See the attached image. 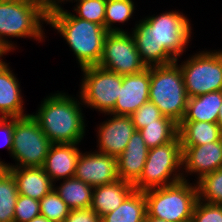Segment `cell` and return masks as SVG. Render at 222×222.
<instances>
[{
	"label": "cell",
	"mask_w": 222,
	"mask_h": 222,
	"mask_svg": "<svg viewBox=\"0 0 222 222\" xmlns=\"http://www.w3.org/2000/svg\"><path fill=\"white\" fill-rule=\"evenodd\" d=\"M77 144H52L46 156L44 171L51 181L74 177L80 154Z\"/></svg>",
	"instance_id": "17"
},
{
	"label": "cell",
	"mask_w": 222,
	"mask_h": 222,
	"mask_svg": "<svg viewBox=\"0 0 222 222\" xmlns=\"http://www.w3.org/2000/svg\"><path fill=\"white\" fill-rule=\"evenodd\" d=\"M182 166V145L179 135L171 142L149 149L140 178L133 184L134 189L145 191L186 180L183 173H175ZM173 174V178L171 176ZM170 178V179H169ZM171 180V181H169Z\"/></svg>",
	"instance_id": "7"
},
{
	"label": "cell",
	"mask_w": 222,
	"mask_h": 222,
	"mask_svg": "<svg viewBox=\"0 0 222 222\" xmlns=\"http://www.w3.org/2000/svg\"><path fill=\"white\" fill-rule=\"evenodd\" d=\"M142 63L149 67L175 62L190 39L189 20L178 12H166L148 17L132 31Z\"/></svg>",
	"instance_id": "1"
},
{
	"label": "cell",
	"mask_w": 222,
	"mask_h": 222,
	"mask_svg": "<svg viewBox=\"0 0 222 222\" xmlns=\"http://www.w3.org/2000/svg\"><path fill=\"white\" fill-rule=\"evenodd\" d=\"M219 108H220V110H219L217 123L220 126V128L222 129V104L220 105Z\"/></svg>",
	"instance_id": "38"
},
{
	"label": "cell",
	"mask_w": 222,
	"mask_h": 222,
	"mask_svg": "<svg viewBox=\"0 0 222 222\" xmlns=\"http://www.w3.org/2000/svg\"><path fill=\"white\" fill-rule=\"evenodd\" d=\"M63 1L65 0L61 2ZM76 7L74 10L79 15H75V17L97 23L104 27L106 0H78Z\"/></svg>",
	"instance_id": "30"
},
{
	"label": "cell",
	"mask_w": 222,
	"mask_h": 222,
	"mask_svg": "<svg viewBox=\"0 0 222 222\" xmlns=\"http://www.w3.org/2000/svg\"><path fill=\"white\" fill-rule=\"evenodd\" d=\"M178 135L182 146H198L219 141L221 128L218 123L181 121L178 124Z\"/></svg>",
	"instance_id": "22"
},
{
	"label": "cell",
	"mask_w": 222,
	"mask_h": 222,
	"mask_svg": "<svg viewBox=\"0 0 222 222\" xmlns=\"http://www.w3.org/2000/svg\"><path fill=\"white\" fill-rule=\"evenodd\" d=\"M47 23L65 38L81 68L98 65L108 33L102 25L75 17L58 2L49 5Z\"/></svg>",
	"instance_id": "2"
},
{
	"label": "cell",
	"mask_w": 222,
	"mask_h": 222,
	"mask_svg": "<svg viewBox=\"0 0 222 222\" xmlns=\"http://www.w3.org/2000/svg\"><path fill=\"white\" fill-rule=\"evenodd\" d=\"M197 184L199 200L222 205V168L204 175Z\"/></svg>",
	"instance_id": "27"
},
{
	"label": "cell",
	"mask_w": 222,
	"mask_h": 222,
	"mask_svg": "<svg viewBox=\"0 0 222 222\" xmlns=\"http://www.w3.org/2000/svg\"><path fill=\"white\" fill-rule=\"evenodd\" d=\"M146 216L169 222H188L192 219L193 209L198 200L197 185L187 180L175 184L152 188L144 191Z\"/></svg>",
	"instance_id": "6"
},
{
	"label": "cell",
	"mask_w": 222,
	"mask_h": 222,
	"mask_svg": "<svg viewBox=\"0 0 222 222\" xmlns=\"http://www.w3.org/2000/svg\"><path fill=\"white\" fill-rule=\"evenodd\" d=\"M65 222H101V217L91 208L71 210Z\"/></svg>",
	"instance_id": "34"
},
{
	"label": "cell",
	"mask_w": 222,
	"mask_h": 222,
	"mask_svg": "<svg viewBox=\"0 0 222 222\" xmlns=\"http://www.w3.org/2000/svg\"><path fill=\"white\" fill-rule=\"evenodd\" d=\"M48 9L44 0H0V54L3 56L14 48L5 36L41 41L44 35L40 22H47Z\"/></svg>",
	"instance_id": "4"
},
{
	"label": "cell",
	"mask_w": 222,
	"mask_h": 222,
	"mask_svg": "<svg viewBox=\"0 0 222 222\" xmlns=\"http://www.w3.org/2000/svg\"><path fill=\"white\" fill-rule=\"evenodd\" d=\"M29 222H50V221L46 217L39 215L30 220Z\"/></svg>",
	"instance_id": "37"
},
{
	"label": "cell",
	"mask_w": 222,
	"mask_h": 222,
	"mask_svg": "<svg viewBox=\"0 0 222 222\" xmlns=\"http://www.w3.org/2000/svg\"><path fill=\"white\" fill-rule=\"evenodd\" d=\"M1 57V56H0ZM20 83L9 69L8 65L0 59V114L1 118H20L30 114H23V101L21 99Z\"/></svg>",
	"instance_id": "19"
},
{
	"label": "cell",
	"mask_w": 222,
	"mask_h": 222,
	"mask_svg": "<svg viewBox=\"0 0 222 222\" xmlns=\"http://www.w3.org/2000/svg\"><path fill=\"white\" fill-rule=\"evenodd\" d=\"M98 66L122 76L136 74L146 68L133 35L130 36L127 32L107 33Z\"/></svg>",
	"instance_id": "11"
},
{
	"label": "cell",
	"mask_w": 222,
	"mask_h": 222,
	"mask_svg": "<svg viewBox=\"0 0 222 222\" xmlns=\"http://www.w3.org/2000/svg\"><path fill=\"white\" fill-rule=\"evenodd\" d=\"M9 119V121H8ZM0 130L4 132V146L12 153L13 134H14V118L0 117Z\"/></svg>",
	"instance_id": "35"
},
{
	"label": "cell",
	"mask_w": 222,
	"mask_h": 222,
	"mask_svg": "<svg viewBox=\"0 0 222 222\" xmlns=\"http://www.w3.org/2000/svg\"><path fill=\"white\" fill-rule=\"evenodd\" d=\"M149 149L167 144L178 136V124L169 117L161 116L157 123L147 124L138 130Z\"/></svg>",
	"instance_id": "25"
},
{
	"label": "cell",
	"mask_w": 222,
	"mask_h": 222,
	"mask_svg": "<svg viewBox=\"0 0 222 222\" xmlns=\"http://www.w3.org/2000/svg\"><path fill=\"white\" fill-rule=\"evenodd\" d=\"M51 145V141L31 114L14 118L11 155L20 164L13 166L4 163V167H42Z\"/></svg>",
	"instance_id": "8"
},
{
	"label": "cell",
	"mask_w": 222,
	"mask_h": 222,
	"mask_svg": "<svg viewBox=\"0 0 222 222\" xmlns=\"http://www.w3.org/2000/svg\"><path fill=\"white\" fill-rule=\"evenodd\" d=\"M134 11L132 0H106L104 28L108 33L125 32L120 28H112V23L128 21Z\"/></svg>",
	"instance_id": "28"
},
{
	"label": "cell",
	"mask_w": 222,
	"mask_h": 222,
	"mask_svg": "<svg viewBox=\"0 0 222 222\" xmlns=\"http://www.w3.org/2000/svg\"><path fill=\"white\" fill-rule=\"evenodd\" d=\"M182 166L186 172L198 173L199 179L221 169L222 140L198 146H182Z\"/></svg>",
	"instance_id": "15"
},
{
	"label": "cell",
	"mask_w": 222,
	"mask_h": 222,
	"mask_svg": "<svg viewBox=\"0 0 222 222\" xmlns=\"http://www.w3.org/2000/svg\"><path fill=\"white\" fill-rule=\"evenodd\" d=\"M70 211L54 188L40 200V215L50 222L65 221Z\"/></svg>",
	"instance_id": "29"
},
{
	"label": "cell",
	"mask_w": 222,
	"mask_h": 222,
	"mask_svg": "<svg viewBox=\"0 0 222 222\" xmlns=\"http://www.w3.org/2000/svg\"><path fill=\"white\" fill-rule=\"evenodd\" d=\"M150 67L143 71L122 76V85L116 104L109 114L130 116L149 101Z\"/></svg>",
	"instance_id": "13"
},
{
	"label": "cell",
	"mask_w": 222,
	"mask_h": 222,
	"mask_svg": "<svg viewBox=\"0 0 222 222\" xmlns=\"http://www.w3.org/2000/svg\"><path fill=\"white\" fill-rule=\"evenodd\" d=\"M147 214L144 191L133 190L113 212L101 217V222H145Z\"/></svg>",
	"instance_id": "23"
},
{
	"label": "cell",
	"mask_w": 222,
	"mask_h": 222,
	"mask_svg": "<svg viewBox=\"0 0 222 222\" xmlns=\"http://www.w3.org/2000/svg\"><path fill=\"white\" fill-rule=\"evenodd\" d=\"M19 193L16 180L8 169L0 172V222H13Z\"/></svg>",
	"instance_id": "26"
},
{
	"label": "cell",
	"mask_w": 222,
	"mask_h": 222,
	"mask_svg": "<svg viewBox=\"0 0 222 222\" xmlns=\"http://www.w3.org/2000/svg\"><path fill=\"white\" fill-rule=\"evenodd\" d=\"M81 104L65 93L46 97L38 113L31 114L52 144H78L85 133Z\"/></svg>",
	"instance_id": "3"
},
{
	"label": "cell",
	"mask_w": 222,
	"mask_h": 222,
	"mask_svg": "<svg viewBox=\"0 0 222 222\" xmlns=\"http://www.w3.org/2000/svg\"><path fill=\"white\" fill-rule=\"evenodd\" d=\"M5 169L4 162L0 161V172Z\"/></svg>",
	"instance_id": "40"
},
{
	"label": "cell",
	"mask_w": 222,
	"mask_h": 222,
	"mask_svg": "<svg viewBox=\"0 0 222 222\" xmlns=\"http://www.w3.org/2000/svg\"><path fill=\"white\" fill-rule=\"evenodd\" d=\"M40 215V201L19 194L14 208L13 222H29Z\"/></svg>",
	"instance_id": "31"
},
{
	"label": "cell",
	"mask_w": 222,
	"mask_h": 222,
	"mask_svg": "<svg viewBox=\"0 0 222 222\" xmlns=\"http://www.w3.org/2000/svg\"><path fill=\"white\" fill-rule=\"evenodd\" d=\"M93 189L94 187L75 177L65 179L60 187L54 188L71 210L90 208Z\"/></svg>",
	"instance_id": "24"
},
{
	"label": "cell",
	"mask_w": 222,
	"mask_h": 222,
	"mask_svg": "<svg viewBox=\"0 0 222 222\" xmlns=\"http://www.w3.org/2000/svg\"><path fill=\"white\" fill-rule=\"evenodd\" d=\"M111 115L113 118L99 127V153L118 158L127 147L136 128L130 116Z\"/></svg>",
	"instance_id": "14"
},
{
	"label": "cell",
	"mask_w": 222,
	"mask_h": 222,
	"mask_svg": "<svg viewBox=\"0 0 222 222\" xmlns=\"http://www.w3.org/2000/svg\"><path fill=\"white\" fill-rule=\"evenodd\" d=\"M149 148L139 131H135L127 147L117 158L118 176L123 181L134 184L141 176Z\"/></svg>",
	"instance_id": "16"
},
{
	"label": "cell",
	"mask_w": 222,
	"mask_h": 222,
	"mask_svg": "<svg viewBox=\"0 0 222 222\" xmlns=\"http://www.w3.org/2000/svg\"><path fill=\"white\" fill-rule=\"evenodd\" d=\"M145 222H169V221L159 219V218H154V217H151V216H146L145 217Z\"/></svg>",
	"instance_id": "36"
},
{
	"label": "cell",
	"mask_w": 222,
	"mask_h": 222,
	"mask_svg": "<svg viewBox=\"0 0 222 222\" xmlns=\"http://www.w3.org/2000/svg\"><path fill=\"white\" fill-rule=\"evenodd\" d=\"M16 180L19 194L41 200L53 188V182L43 167H5Z\"/></svg>",
	"instance_id": "18"
},
{
	"label": "cell",
	"mask_w": 222,
	"mask_h": 222,
	"mask_svg": "<svg viewBox=\"0 0 222 222\" xmlns=\"http://www.w3.org/2000/svg\"><path fill=\"white\" fill-rule=\"evenodd\" d=\"M81 69L84 73L80 92L82 102L109 115L119 96L122 75L98 65Z\"/></svg>",
	"instance_id": "10"
},
{
	"label": "cell",
	"mask_w": 222,
	"mask_h": 222,
	"mask_svg": "<svg viewBox=\"0 0 222 222\" xmlns=\"http://www.w3.org/2000/svg\"><path fill=\"white\" fill-rule=\"evenodd\" d=\"M221 104L222 90L188 98L186 112L182 121L217 123Z\"/></svg>",
	"instance_id": "21"
},
{
	"label": "cell",
	"mask_w": 222,
	"mask_h": 222,
	"mask_svg": "<svg viewBox=\"0 0 222 222\" xmlns=\"http://www.w3.org/2000/svg\"><path fill=\"white\" fill-rule=\"evenodd\" d=\"M149 101L163 116L179 124L185 115L188 96L177 60L171 64L150 67Z\"/></svg>",
	"instance_id": "5"
},
{
	"label": "cell",
	"mask_w": 222,
	"mask_h": 222,
	"mask_svg": "<svg viewBox=\"0 0 222 222\" xmlns=\"http://www.w3.org/2000/svg\"><path fill=\"white\" fill-rule=\"evenodd\" d=\"M192 222H222V205L203 203L197 200L192 213Z\"/></svg>",
	"instance_id": "33"
},
{
	"label": "cell",
	"mask_w": 222,
	"mask_h": 222,
	"mask_svg": "<svg viewBox=\"0 0 222 222\" xmlns=\"http://www.w3.org/2000/svg\"><path fill=\"white\" fill-rule=\"evenodd\" d=\"M134 190L132 183L118 179L93 189L91 209L100 217L116 210Z\"/></svg>",
	"instance_id": "20"
},
{
	"label": "cell",
	"mask_w": 222,
	"mask_h": 222,
	"mask_svg": "<svg viewBox=\"0 0 222 222\" xmlns=\"http://www.w3.org/2000/svg\"><path fill=\"white\" fill-rule=\"evenodd\" d=\"M74 177L92 187L112 183L119 179L117 158L97 151L80 153Z\"/></svg>",
	"instance_id": "12"
},
{
	"label": "cell",
	"mask_w": 222,
	"mask_h": 222,
	"mask_svg": "<svg viewBox=\"0 0 222 222\" xmlns=\"http://www.w3.org/2000/svg\"><path fill=\"white\" fill-rule=\"evenodd\" d=\"M162 116L159 108L151 101H147L141 105L134 113L130 115L132 123L136 131L142 129L147 124L157 123V120Z\"/></svg>",
	"instance_id": "32"
},
{
	"label": "cell",
	"mask_w": 222,
	"mask_h": 222,
	"mask_svg": "<svg viewBox=\"0 0 222 222\" xmlns=\"http://www.w3.org/2000/svg\"><path fill=\"white\" fill-rule=\"evenodd\" d=\"M180 69L188 98L222 90V51L195 54Z\"/></svg>",
	"instance_id": "9"
},
{
	"label": "cell",
	"mask_w": 222,
	"mask_h": 222,
	"mask_svg": "<svg viewBox=\"0 0 222 222\" xmlns=\"http://www.w3.org/2000/svg\"><path fill=\"white\" fill-rule=\"evenodd\" d=\"M44 1H46L50 5V4H53V3H56V2L60 3L62 0H44Z\"/></svg>",
	"instance_id": "39"
}]
</instances>
